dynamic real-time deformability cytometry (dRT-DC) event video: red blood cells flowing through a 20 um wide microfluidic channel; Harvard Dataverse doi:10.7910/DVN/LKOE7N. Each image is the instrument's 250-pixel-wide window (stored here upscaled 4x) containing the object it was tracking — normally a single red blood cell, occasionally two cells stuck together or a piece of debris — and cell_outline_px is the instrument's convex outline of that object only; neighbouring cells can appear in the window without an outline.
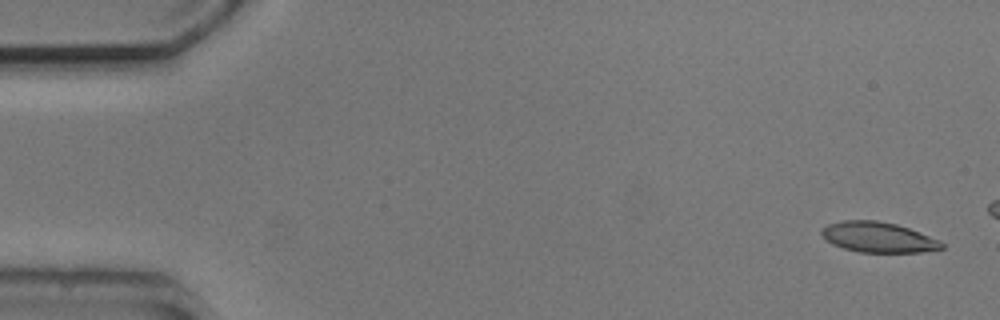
{"species": "common noctule bat (a hibernating species)", "species_latin": "Nyctalus noctula", "temperature_condition": "cold", "stored_images_in_passage": 4, "camera_frame_rate_fps": 3000, "um_per_image_px": 0.085, "animal": {"sex": "male", "body_mass_g": 20.5, "forearm_length_mm": 52.5}, "frame": {"image": 1, "passage_image": 1, "time_ms": 0.0, "image_size_px": [1000, 320], "cell_outline_px": [[944, 248], [920, 252], [860, 252], [844, 248], [832, 244], [820, 232], [828, 224], [844, 220], [876, 220], [896, 224], [908, 228], [940, 240], [944, 244]], "centroid_in_image_um": [74.67, 20.16], "position_along_channel_um": 10.3, "area_um2": 20.98}}